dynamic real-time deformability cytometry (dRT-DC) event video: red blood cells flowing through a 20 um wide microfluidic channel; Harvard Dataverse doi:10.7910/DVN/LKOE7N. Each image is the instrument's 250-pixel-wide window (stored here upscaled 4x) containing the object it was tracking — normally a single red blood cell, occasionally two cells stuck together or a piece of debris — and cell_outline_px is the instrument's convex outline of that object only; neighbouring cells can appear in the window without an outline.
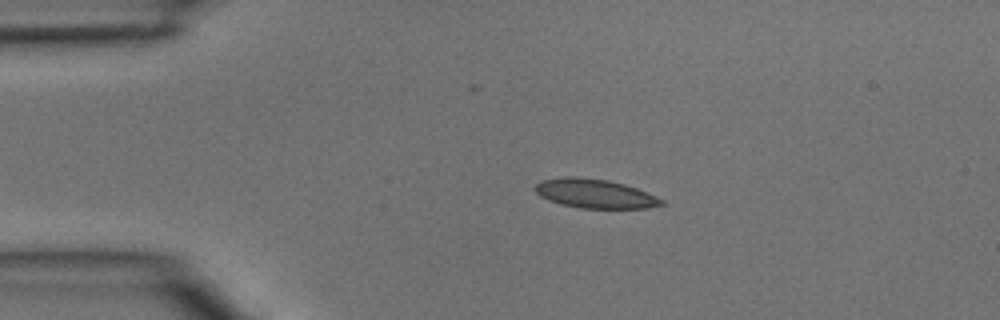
{"species": "common noctule bat (a hibernating species)", "species_latin": "Nyctalus noctula", "temperature_condition": "room temperature", "stored_images_in_passage": 4, "camera_frame_rate_fps": 3000, "um_per_image_px": 0.085, "animal": {"sex": "male", "body_mass_g": 15.6}, "frame": {"image": 1, "passage_image": 2, "time_ms": 0.333, "image_size_px": [1000, 320], "cell_outline_px": [[664, 204], [648, 208], [580, 208], [548, 200], [540, 196], [532, 188], [540, 180], [564, 176], [572, 176], [608, 180], [624, 184], [636, 188], [656, 196], [664, 200]], "centroid_in_image_um": [50.53, 16.45], "position_along_channel_um": 34.5, "area_um2": 21.39}}
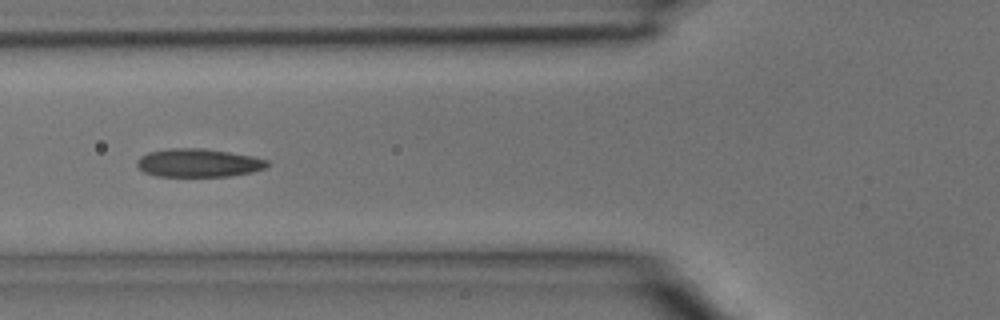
{"frame": {"image": 2, "passage_image": 4, "time_ms": 1.0, "image_size_px": [1000, 320], "cell_outline_px": [[272, 164], [264, 168], [252, 172], [228, 176], [156, 176], [144, 172], [136, 168], [136, 160], [140, 156], [148, 152], [168, 148], [204, 148], [252, 156], [268, 160]], "centroid_in_image_um": [16.83, 13.84], "position_along_channel_um": 109.0, "area_um2": 21.68}}